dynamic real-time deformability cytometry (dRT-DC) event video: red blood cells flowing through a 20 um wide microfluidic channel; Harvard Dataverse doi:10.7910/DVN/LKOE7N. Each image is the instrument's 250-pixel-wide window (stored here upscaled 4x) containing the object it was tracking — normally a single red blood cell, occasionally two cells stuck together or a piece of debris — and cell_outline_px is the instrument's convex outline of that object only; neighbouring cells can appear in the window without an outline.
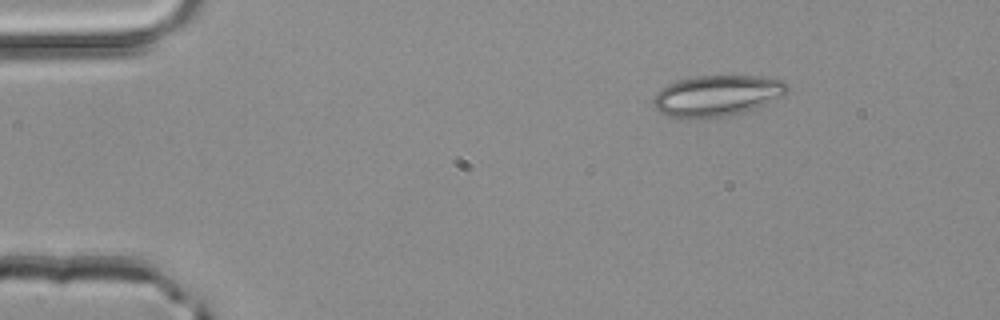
{"species": "common noctule bat (a hibernating species)", "species_latin": "Nyctalus noctula", "temperature_condition": "room temperature", "stored_images_in_passage": 2, "camera_frame_rate_fps": 3000, "um_per_image_px": 0.085, "animal": {"sex": "male", "body_mass_g": 20.4}, "frame": {"image": 1, "passage_image": 1, "time_ms": 0.0, "image_size_px": [1000, 320], "cell_outline_px": [[788, 88], [784, 96], [756, 108], [740, 112], [720, 116], [668, 116], [660, 112], [656, 108], [652, 100], [656, 92], [660, 88], [668, 84], [680, 80], [696, 76], [756, 76], [784, 80], [788, 84]], "centroid_in_image_um": [60.98, 8.09], "position_along_channel_um": 24.0, "area_um2": 31.27}}